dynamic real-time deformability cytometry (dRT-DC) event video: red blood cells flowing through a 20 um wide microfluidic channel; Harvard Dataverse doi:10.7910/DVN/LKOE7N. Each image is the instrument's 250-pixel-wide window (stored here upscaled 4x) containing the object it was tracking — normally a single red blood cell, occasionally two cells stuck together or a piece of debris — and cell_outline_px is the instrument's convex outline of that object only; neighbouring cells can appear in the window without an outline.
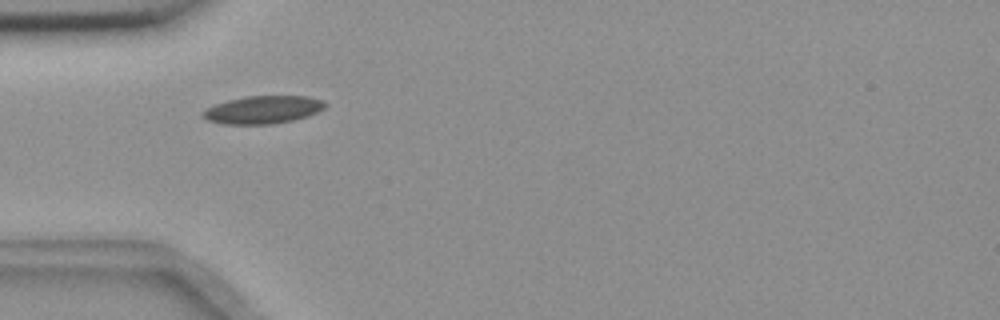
{"species": "common noctule bat (a hibernating species)", "species_latin": "Nyctalus noctula", "temperature_condition": "room temperature", "stored_images_in_passage": 1, "camera_frame_rate_fps": 3000, "um_per_image_px": 0.085, "animal": {"sex": "female", "body_mass_g": 18.4}, "frame": {"image": 1, "passage_image": 1, "time_ms": 0.0, "image_size_px": [1000, 320], "cell_outline_px": [[328, 104], [324, 108], [308, 116], [292, 120], [272, 124], [220, 124], [208, 120], [200, 116], [200, 112], [216, 104], [228, 100], [244, 96], [308, 96], [324, 100]], "centroid_in_image_um": [22.34, 9.32], "position_along_channel_um": 62.7, "area_um2": 19.94}}